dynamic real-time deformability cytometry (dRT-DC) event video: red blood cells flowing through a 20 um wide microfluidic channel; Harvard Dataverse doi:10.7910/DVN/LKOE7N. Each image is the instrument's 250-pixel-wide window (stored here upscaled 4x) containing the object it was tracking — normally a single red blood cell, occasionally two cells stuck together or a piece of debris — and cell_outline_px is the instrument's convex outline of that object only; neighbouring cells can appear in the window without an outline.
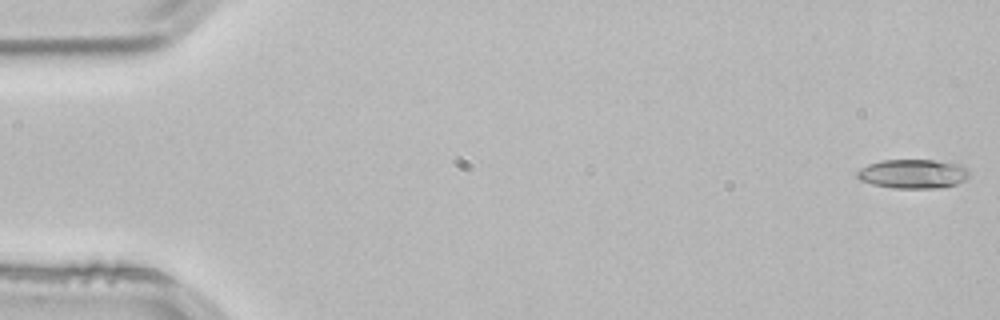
{"species": "common noctule bat (a hibernating species)", "species_latin": "Nyctalus noctula", "temperature_condition": "room temperature", "stored_images_in_passage": 15, "camera_frame_rate_fps": 3000, "um_per_image_px": 0.085, "animal": {"sex": "male", "body_mass_g": 21.5, "forearm_length_mm": 52.0}, "frame": {"image": 1, "passage_image": 1, "time_ms": 0.0, "image_size_px": [1000, 320], "cell_outline_px": [[968, 176], [964, 180], [956, 184], [940, 188], [892, 188], [872, 184], [860, 180], [856, 176], [856, 172], [860, 168], [868, 164], [880, 160], [936, 160], [960, 164], [968, 168]], "centroid_in_image_um": [77.59, 14.77], "position_along_channel_um": 7.4, "area_um2": 19.19}}
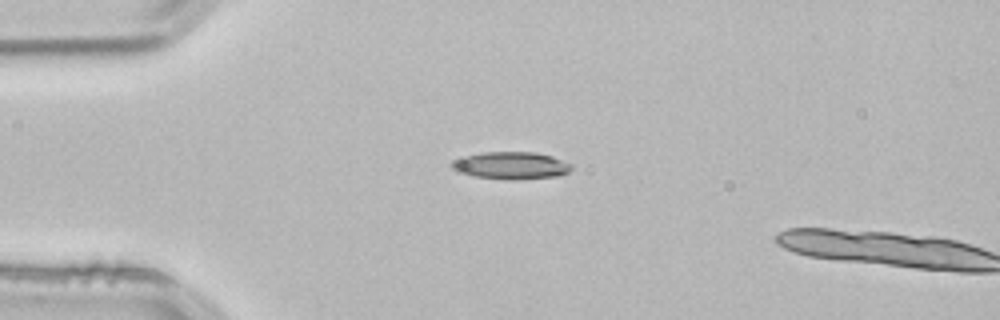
{"frame": {"image": 2, "passage_image": 13, "time_ms": 4.0, "image_size_px": [1000, 320], "cell_outline_px": [[572, 168], [568, 172], [560, 176], [516, 180], [508, 180], [472, 176], [456, 172], [448, 164], [464, 156], [480, 152], [536, 152], [552, 156], [572, 164]], "centroid_in_image_um": [43.43, 14.07], "position_along_channel_um": 41.6, "area_um2": 19.36}}